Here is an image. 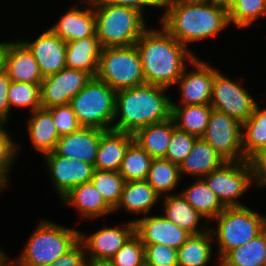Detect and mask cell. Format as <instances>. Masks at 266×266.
<instances>
[{
	"instance_id": "ffe728a7",
	"label": "cell",
	"mask_w": 266,
	"mask_h": 266,
	"mask_svg": "<svg viewBox=\"0 0 266 266\" xmlns=\"http://www.w3.org/2000/svg\"><path fill=\"white\" fill-rule=\"evenodd\" d=\"M83 10L72 7L50 29L65 42L96 36V19L92 2Z\"/></svg>"
},
{
	"instance_id": "bcb514c9",
	"label": "cell",
	"mask_w": 266,
	"mask_h": 266,
	"mask_svg": "<svg viewBox=\"0 0 266 266\" xmlns=\"http://www.w3.org/2000/svg\"><path fill=\"white\" fill-rule=\"evenodd\" d=\"M11 80L7 72L2 68L0 70V122L7 123L10 110L8 100V89Z\"/></svg>"
},
{
	"instance_id": "2e32d148",
	"label": "cell",
	"mask_w": 266,
	"mask_h": 266,
	"mask_svg": "<svg viewBox=\"0 0 266 266\" xmlns=\"http://www.w3.org/2000/svg\"><path fill=\"white\" fill-rule=\"evenodd\" d=\"M134 221L135 233L144 245L162 244L178 250L191 236L163 215H144Z\"/></svg>"
},
{
	"instance_id": "74e56055",
	"label": "cell",
	"mask_w": 266,
	"mask_h": 266,
	"mask_svg": "<svg viewBox=\"0 0 266 266\" xmlns=\"http://www.w3.org/2000/svg\"><path fill=\"white\" fill-rule=\"evenodd\" d=\"M8 100L11 106L29 107L30 113L41 108L40 84L11 81L8 89Z\"/></svg>"
},
{
	"instance_id": "e0dca14e",
	"label": "cell",
	"mask_w": 266,
	"mask_h": 266,
	"mask_svg": "<svg viewBox=\"0 0 266 266\" xmlns=\"http://www.w3.org/2000/svg\"><path fill=\"white\" fill-rule=\"evenodd\" d=\"M34 56L41 75L44 77L58 73L66 67V42L50 28L34 41H21Z\"/></svg>"
},
{
	"instance_id": "d590c367",
	"label": "cell",
	"mask_w": 266,
	"mask_h": 266,
	"mask_svg": "<svg viewBox=\"0 0 266 266\" xmlns=\"http://www.w3.org/2000/svg\"><path fill=\"white\" fill-rule=\"evenodd\" d=\"M91 183L105 202L114 209L121 197L124 178L118 171L97 170L93 172Z\"/></svg>"
},
{
	"instance_id": "4dcf8cb0",
	"label": "cell",
	"mask_w": 266,
	"mask_h": 266,
	"mask_svg": "<svg viewBox=\"0 0 266 266\" xmlns=\"http://www.w3.org/2000/svg\"><path fill=\"white\" fill-rule=\"evenodd\" d=\"M186 201L204 218L213 221L223 210L224 206L217 196L209 189L203 178H197L187 189L180 192Z\"/></svg>"
},
{
	"instance_id": "8fae6325",
	"label": "cell",
	"mask_w": 266,
	"mask_h": 266,
	"mask_svg": "<svg viewBox=\"0 0 266 266\" xmlns=\"http://www.w3.org/2000/svg\"><path fill=\"white\" fill-rule=\"evenodd\" d=\"M256 104L254 97L243 86L225 77L219 70L215 73L210 102L213 109L243 124L252 115Z\"/></svg>"
},
{
	"instance_id": "7c38bea8",
	"label": "cell",
	"mask_w": 266,
	"mask_h": 266,
	"mask_svg": "<svg viewBox=\"0 0 266 266\" xmlns=\"http://www.w3.org/2000/svg\"><path fill=\"white\" fill-rule=\"evenodd\" d=\"M91 79L88 72L67 67L44 77L40 84L41 107L68 105Z\"/></svg>"
},
{
	"instance_id": "277c9868",
	"label": "cell",
	"mask_w": 266,
	"mask_h": 266,
	"mask_svg": "<svg viewBox=\"0 0 266 266\" xmlns=\"http://www.w3.org/2000/svg\"><path fill=\"white\" fill-rule=\"evenodd\" d=\"M79 230L41 220L29 237L24 251L13 259L14 266H43L53 264L79 241Z\"/></svg>"
},
{
	"instance_id": "b9f144b4",
	"label": "cell",
	"mask_w": 266,
	"mask_h": 266,
	"mask_svg": "<svg viewBox=\"0 0 266 266\" xmlns=\"http://www.w3.org/2000/svg\"><path fill=\"white\" fill-rule=\"evenodd\" d=\"M48 110L52 114L54 125L59 136L71 134L82 127L69 104L54 106L48 108Z\"/></svg>"
},
{
	"instance_id": "ba28073f",
	"label": "cell",
	"mask_w": 266,
	"mask_h": 266,
	"mask_svg": "<svg viewBox=\"0 0 266 266\" xmlns=\"http://www.w3.org/2000/svg\"><path fill=\"white\" fill-rule=\"evenodd\" d=\"M96 77L116 92L145 84L136 45L102 48Z\"/></svg>"
},
{
	"instance_id": "7dc6e473",
	"label": "cell",
	"mask_w": 266,
	"mask_h": 266,
	"mask_svg": "<svg viewBox=\"0 0 266 266\" xmlns=\"http://www.w3.org/2000/svg\"><path fill=\"white\" fill-rule=\"evenodd\" d=\"M254 183L258 187H266V150L259 152L251 160Z\"/></svg>"
},
{
	"instance_id": "3957f363",
	"label": "cell",
	"mask_w": 266,
	"mask_h": 266,
	"mask_svg": "<svg viewBox=\"0 0 266 266\" xmlns=\"http://www.w3.org/2000/svg\"><path fill=\"white\" fill-rule=\"evenodd\" d=\"M166 89L145 83L116 92L114 120H119L112 129L134 134L140 128L170 118L172 100Z\"/></svg>"
},
{
	"instance_id": "ab89813d",
	"label": "cell",
	"mask_w": 266,
	"mask_h": 266,
	"mask_svg": "<svg viewBox=\"0 0 266 266\" xmlns=\"http://www.w3.org/2000/svg\"><path fill=\"white\" fill-rule=\"evenodd\" d=\"M115 266H143L145 247L140 237L134 233L110 259Z\"/></svg>"
},
{
	"instance_id": "5b68a950",
	"label": "cell",
	"mask_w": 266,
	"mask_h": 266,
	"mask_svg": "<svg viewBox=\"0 0 266 266\" xmlns=\"http://www.w3.org/2000/svg\"><path fill=\"white\" fill-rule=\"evenodd\" d=\"M96 36L102 48L135 45L148 28L144 15L123 6L93 5Z\"/></svg>"
},
{
	"instance_id": "30bf717a",
	"label": "cell",
	"mask_w": 266,
	"mask_h": 266,
	"mask_svg": "<svg viewBox=\"0 0 266 266\" xmlns=\"http://www.w3.org/2000/svg\"><path fill=\"white\" fill-rule=\"evenodd\" d=\"M202 138L226 162L245 161L242 145V124L227 114L212 109Z\"/></svg>"
},
{
	"instance_id": "f5cc1de1",
	"label": "cell",
	"mask_w": 266,
	"mask_h": 266,
	"mask_svg": "<svg viewBox=\"0 0 266 266\" xmlns=\"http://www.w3.org/2000/svg\"><path fill=\"white\" fill-rule=\"evenodd\" d=\"M5 257H7V255H5V251L3 252V250H1V248H0V262H1Z\"/></svg>"
},
{
	"instance_id": "603a6c76",
	"label": "cell",
	"mask_w": 266,
	"mask_h": 266,
	"mask_svg": "<svg viewBox=\"0 0 266 266\" xmlns=\"http://www.w3.org/2000/svg\"><path fill=\"white\" fill-rule=\"evenodd\" d=\"M60 200L64 206L67 204L76 207L79 214L86 219L113 213V209L105 202L91 181L75 186Z\"/></svg>"
},
{
	"instance_id": "ee69618b",
	"label": "cell",
	"mask_w": 266,
	"mask_h": 266,
	"mask_svg": "<svg viewBox=\"0 0 266 266\" xmlns=\"http://www.w3.org/2000/svg\"><path fill=\"white\" fill-rule=\"evenodd\" d=\"M54 264L58 266H89L83 244L78 241L64 255L58 257Z\"/></svg>"
},
{
	"instance_id": "9c48e42d",
	"label": "cell",
	"mask_w": 266,
	"mask_h": 266,
	"mask_svg": "<svg viewBox=\"0 0 266 266\" xmlns=\"http://www.w3.org/2000/svg\"><path fill=\"white\" fill-rule=\"evenodd\" d=\"M224 207H243L238 200L254 183L251 161L225 162L203 177Z\"/></svg>"
},
{
	"instance_id": "f35d334b",
	"label": "cell",
	"mask_w": 266,
	"mask_h": 266,
	"mask_svg": "<svg viewBox=\"0 0 266 266\" xmlns=\"http://www.w3.org/2000/svg\"><path fill=\"white\" fill-rule=\"evenodd\" d=\"M6 123L0 122V190L2 191L8 183V173L11 172L12 164L20 150L19 146L12 137H10Z\"/></svg>"
},
{
	"instance_id": "836d02e7",
	"label": "cell",
	"mask_w": 266,
	"mask_h": 266,
	"mask_svg": "<svg viewBox=\"0 0 266 266\" xmlns=\"http://www.w3.org/2000/svg\"><path fill=\"white\" fill-rule=\"evenodd\" d=\"M181 174L177 164L165 158H153L146 181L159 194L160 198L172 194L170 191L178 187Z\"/></svg>"
},
{
	"instance_id": "6da1fadb",
	"label": "cell",
	"mask_w": 266,
	"mask_h": 266,
	"mask_svg": "<svg viewBox=\"0 0 266 266\" xmlns=\"http://www.w3.org/2000/svg\"><path fill=\"white\" fill-rule=\"evenodd\" d=\"M163 7L161 25L186 47L217 36L230 25L228 10L218 1L162 0Z\"/></svg>"
},
{
	"instance_id": "db71d44e",
	"label": "cell",
	"mask_w": 266,
	"mask_h": 266,
	"mask_svg": "<svg viewBox=\"0 0 266 266\" xmlns=\"http://www.w3.org/2000/svg\"><path fill=\"white\" fill-rule=\"evenodd\" d=\"M43 266H58V265H56L54 263L53 264L51 263V264H46V265H43Z\"/></svg>"
},
{
	"instance_id": "7bdbcfd3",
	"label": "cell",
	"mask_w": 266,
	"mask_h": 266,
	"mask_svg": "<svg viewBox=\"0 0 266 266\" xmlns=\"http://www.w3.org/2000/svg\"><path fill=\"white\" fill-rule=\"evenodd\" d=\"M148 266H178L177 249L162 244L144 245Z\"/></svg>"
},
{
	"instance_id": "816d5d0a",
	"label": "cell",
	"mask_w": 266,
	"mask_h": 266,
	"mask_svg": "<svg viewBox=\"0 0 266 266\" xmlns=\"http://www.w3.org/2000/svg\"><path fill=\"white\" fill-rule=\"evenodd\" d=\"M4 41L0 42V70L2 69V53H3V47H4Z\"/></svg>"
},
{
	"instance_id": "8d00e7d4",
	"label": "cell",
	"mask_w": 266,
	"mask_h": 266,
	"mask_svg": "<svg viewBox=\"0 0 266 266\" xmlns=\"http://www.w3.org/2000/svg\"><path fill=\"white\" fill-rule=\"evenodd\" d=\"M262 16H266V0H237L228 9L229 24L237 28L251 26Z\"/></svg>"
},
{
	"instance_id": "d6a6232c",
	"label": "cell",
	"mask_w": 266,
	"mask_h": 266,
	"mask_svg": "<svg viewBox=\"0 0 266 266\" xmlns=\"http://www.w3.org/2000/svg\"><path fill=\"white\" fill-rule=\"evenodd\" d=\"M266 229L249 243L230 250L220 261L221 266H265Z\"/></svg>"
},
{
	"instance_id": "c3c4849f",
	"label": "cell",
	"mask_w": 266,
	"mask_h": 266,
	"mask_svg": "<svg viewBox=\"0 0 266 266\" xmlns=\"http://www.w3.org/2000/svg\"><path fill=\"white\" fill-rule=\"evenodd\" d=\"M89 266H115L110 260L89 262Z\"/></svg>"
},
{
	"instance_id": "8992f818",
	"label": "cell",
	"mask_w": 266,
	"mask_h": 266,
	"mask_svg": "<svg viewBox=\"0 0 266 266\" xmlns=\"http://www.w3.org/2000/svg\"><path fill=\"white\" fill-rule=\"evenodd\" d=\"M213 220L217 221V227L215 231L210 230L217 239L219 261L230 250L249 243L266 229V217L247 206L225 207Z\"/></svg>"
},
{
	"instance_id": "4fadbf2b",
	"label": "cell",
	"mask_w": 266,
	"mask_h": 266,
	"mask_svg": "<svg viewBox=\"0 0 266 266\" xmlns=\"http://www.w3.org/2000/svg\"><path fill=\"white\" fill-rule=\"evenodd\" d=\"M122 226L104 227L89 236L79 232L89 262L110 260L135 233L134 220Z\"/></svg>"
},
{
	"instance_id": "d4e9b609",
	"label": "cell",
	"mask_w": 266,
	"mask_h": 266,
	"mask_svg": "<svg viewBox=\"0 0 266 266\" xmlns=\"http://www.w3.org/2000/svg\"><path fill=\"white\" fill-rule=\"evenodd\" d=\"M226 161L202 137L197 138L192 150L179 166L181 178L187 173L203 178L221 167Z\"/></svg>"
},
{
	"instance_id": "d6986e66",
	"label": "cell",
	"mask_w": 266,
	"mask_h": 266,
	"mask_svg": "<svg viewBox=\"0 0 266 266\" xmlns=\"http://www.w3.org/2000/svg\"><path fill=\"white\" fill-rule=\"evenodd\" d=\"M104 131L92 127H81L71 134L60 136L53 152L94 165L98 144Z\"/></svg>"
},
{
	"instance_id": "7a4b0ae2",
	"label": "cell",
	"mask_w": 266,
	"mask_h": 266,
	"mask_svg": "<svg viewBox=\"0 0 266 266\" xmlns=\"http://www.w3.org/2000/svg\"><path fill=\"white\" fill-rule=\"evenodd\" d=\"M158 29L147 28L136 42L145 83L164 86L176 85L186 61L191 63L196 55L178 42L162 25Z\"/></svg>"
},
{
	"instance_id": "11a10c76",
	"label": "cell",
	"mask_w": 266,
	"mask_h": 266,
	"mask_svg": "<svg viewBox=\"0 0 266 266\" xmlns=\"http://www.w3.org/2000/svg\"><path fill=\"white\" fill-rule=\"evenodd\" d=\"M187 1H211V0H187Z\"/></svg>"
},
{
	"instance_id": "484cf974",
	"label": "cell",
	"mask_w": 266,
	"mask_h": 266,
	"mask_svg": "<svg viewBox=\"0 0 266 266\" xmlns=\"http://www.w3.org/2000/svg\"><path fill=\"white\" fill-rule=\"evenodd\" d=\"M175 128L174 120L170 117L140 128L133 134V138L152 158H165Z\"/></svg>"
},
{
	"instance_id": "7402d4cb",
	"label": "cell",
	"mask_w": 266,
	"mask_h": 266,
	"mask_svg": "<svg viewBox=\"0 0 266 266\" xmlns=\"http://www.w3.org/2000/svg\"><path fill=\"white\" fill-rule=\"evenodd\" d=\"M101 49L97 36L66 42V67L83 70L96 77Z\"/></svg>"
},
{
	"instance_id": "ac0fdd59",
	"label": "cell",
	"mask_w": 266,
	"mask_h": 266,
	"mask_svg": "<svg viewBox=\"0 0 266 266\" xmlns=\"http://www.w3.org/2000/svg\"><path fill=\"white\" fill-rule=\"evenodd\" d=\"M2 68L7 72L11 81L41 84L43 80L34 56L17 39L4 43Z\"/></svg>"
},
{
	"instance_id": "4316f807",
	"label": "cell",
	"mask_w": 266,
	"mask_h": 266,
	"mask_svg": "<svg viewBox=\"0 0 266 266\" xmlns=\"http://www.w3.org/2000/svg\"><path fill=\"white\" fill-rule=\"evenodd\" d=\"M159 197L146 180L125 182L120 200L113 212L124 208L138 216L139 214L148 215L155 203L159 201Z\"/></svg>"
},
{
	"instance_id": "52a82bcc",
	"label": "cell",
	"mask_w": 266,
	"mask_h": 266,
	"mask_svg": "<svg viewBox=\"0 0 266 266\" xmlns=\"http://www.w3.org/2000/svg\"><path fill=\"white\" fill-rule=\"evenodd\" d=\"M115 96L116 91L107 83L92 77L69 105L82 127L110 130L114 124Z\"/></svg>"
},
{
	"instance_id": "f546056e",
	"label": "cell",
	"mask_w": 266,
	"mask_h": 266,
	"mask_svg": "<svg viewBox=\"0 0 266 266\" xmlns=\"http://www.w3.org/2000/svg\"><path fill=\"white\" fill-rule=\"evenodd\" d=\"M242 145L244 158L248 161L266 150V109H261L258 104L242 124Z\"/></svg>"
},
{
	"instance_id": "83f0119b",
	"label": "cell",
	"mask_w": 266,
	"mask_h": 266,
	"mask_svg": "<svg viewBox=\"0 0 266 266\" xmlns=\"http://www.w3.org/2000/svg\"><path fill=\"white\" fill-rule=\"evenodd\" d=\"M27 132L35 150L43 155L53 152L60 138L51 112L42 107L31 113Z\"/></svg>"
},
{
	"instance_id": "9f6ffc18",
	"label": "cell",
	"mask_w": 266,
	"mask_h": 266,
	"mask_svg": "<svg viewBox=\"0 0 266 266\" xmlns=\"http://www.w3.org/2000/svg\"><path fill=\"white\" fill-rule=\"evenodd\" d=\"M83 1H85V3H86V2H91L92 0H83Z\"/></svg>"
},
{
	"instance_id": "44dd1931",
	"label": "cell",
	"mask_w": 266,
	"mask_h": 266,
	"mask_svg": "<svg viewBox=\"0 0 266 266\" xmlns=\"http://www.w3.org/2000/svg\"><path fill=\"white\" fill-rule=\"evenodd\" d=\"M134 141L133 134L105 130L98 144L94 169L118 171L128 146Z\"/></svg>"
},
{
	"instance_id": "cb8c5ba5",
	"label": "cell",
	"mask_w": 266,
	"mask_h": 266,
	"mask_svg": "<svg viewBox=\"0 0 266 266\" xmlns=\"http://www.w3.org/2000/svg\"><path fill=\"white\" fill-rule=\"evenodd\" d=\"M163 204H165L163 205L165 206L163 207L165 211L163 216L191 235L200 234L210 229L207 227L210 223L209 220H207V224L204 223V227H201L200 221L204 217L180 193L165 196Z\"/></svg>"
},
{
	"instance_id": "1f68e13d",
	"label": "cell",
	"mask_w": 266,
	"mask_h": 266,
	"mask_svg": "<svg viewBox=\"0 0 266 266\" xmlns=\"http://www.w3.org/2000/svg\"><path fill=\"white\" fill-rule=\"evenodd\" d=\"M212 233L191 235L177 250L178 266H207L212 254Z\"/></svg>"
},
{
	"instance_id": "5bb4252c",
	"label": "cell",
	"mask_w": 266,
	"mask_h": 266,
	"mask_svg": "<svg viewBox=\"0 0 266 266\" xmlns=\"http://www.w3.org/2000/svg\"><path fill=\"white\" fill-rule=\"evenodd\" d=\"M43 157L46 159L47 169L60 198L75 186L91 181L94 165L74 158L69 159L54 152H49Z\"/></svg>"
},
{
	"instance_id": "f1b7e54d",
	"label": "cell",
	"mask_w": 266,
	"mask_h": 266,
	"mask_svg": "<svg viewBox=\"0 0 266 266\" xmlns=\"http://www.w3.org/2000/svg\"><path fill=\"white\" fill-rule=\"evenodd\" d=\"M212 109L210 104L179 105L171 102V117L178 130L200 138L206 131Z\"/></svg>"
},
{
	"instance_id": "f6af8a7d",
	"label": "cell",
	"mask_w": 266,
	"mask_h": 266,
	"mask_svg": "<svg viewBox=\"0 0 266 266\" xmlns=\"http://www.w3.org/2000/svg\"><path fill=\"white\" fill-rule=\"evenodd\" d=\"M93 5L123 6L136 9L144 15V7H162V0H92Z\"/></svg>"
},
{
	"instance_id": "9a60e30c",
	"label": "cell",
	"mask_w": 266,
	"mask_h": 266,
	"mask_svg": "<svg viewBox=\"0 0 266 266\" xmlns=\"http://www.w3.org/2000/svg\"><path fill=\"white\" fill-rule=\"evenodd\" d=\"M192 72H187L186 68L182 76L176 82L181 92V104L183 105H202L210 104L212 98V84L217 69L211 67L203 60L198 58L190 63Z\"/></svg>"
},
{
	"instance_id": "e575fe53",
	"label": "cell",
	"mask_w": 266,
	"mask_h": 266,
	"mask_svg": "<svg viewBox=\"0 0 266 266\" xmlns=\"http://www.w3.org/2000/svg\"><path fill=\"white\" fill-rule=\"evenodd\" d=\"M153 158L135 141L127 148L118 172L125 182L144 181Z\"/></svg>"
},
{
	"instance_id": "60d3db41",
	"label": "cell",
	"mask_w": 266,
	"mask_h": 266,
	"mask_svg": "<svg viewBox=\"0 0 266 266\" xmlns=\"http://www.w3.org/2000/svg\"><path fill=\"white\" fill-rule=\"evenodd\" d=\"M196 139V136L175 128L172 131L165 159L180 166L192 150Z\"/></svg>"
},
{
	"instance_id": "f907efd6",
	"label": "cell",
	"mask_w": 266,
	"mask_h": 266,
	"mask_svg": "<svg viewBox=\"0 0 266 266\" xmlns=\"http://www.w3.org/2000/svg\"><path fill=\"white\" fill-rule=\"evenodd\" d=\"M9 261V262H8ZM0 266H14L12 260L10 261L9 259L7 260V258L5 257L1 262H0Z\"/></svg>"
},
{
	"instance_id": "681fc988",
	"label": "cell",
	"mask_w": 266,
	"mask_h": 266,
	"mask_svg": "<svg viewBox=\"0 0 266 266\" xmlns=\"http://www.w3.org/2000/svg\"><path fill=\"white\" fill-rule=\"evenodd\" d=\"M237 0H218V2L225 8L229 9Z\"/></svg>"
}]
</instances>
